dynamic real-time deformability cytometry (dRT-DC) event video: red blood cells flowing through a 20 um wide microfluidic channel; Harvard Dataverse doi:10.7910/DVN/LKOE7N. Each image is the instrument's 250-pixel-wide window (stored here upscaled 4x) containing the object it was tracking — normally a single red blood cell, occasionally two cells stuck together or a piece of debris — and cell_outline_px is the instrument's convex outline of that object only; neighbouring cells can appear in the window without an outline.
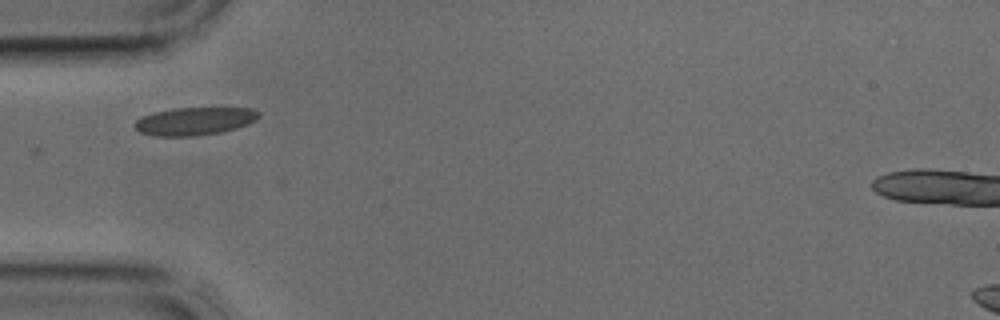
{"species": "common noctule bat (a hibernating species)", "species_latin": "Nyctalus noctula", "temperature_condition": "cold", "stored_images_in_passage": 2, "camera_frame_rate_fps": 3000, "um_per_image_px": 0.085, "animal": {"sex": "male", "body_mass_g": 17.9, "forearm_length_mm": 54.2}, "frame": {"image": 1, "passage_image": 2, "time_ms": 0.333, "image_size_px": [1000, 320], "cell_outline_px": [[260, 116], [256, 120], [236, 128], [220, 132], [196, 136], [152, 136], [140, 132], [132, 124], [140, 116], [156, 112], [176, 108], [252, 108], [260, 112]], "centroid_in_image_um": [16.52, 10.3], "position_along_channel_um": 68.5, "area_um2": 20.17}}